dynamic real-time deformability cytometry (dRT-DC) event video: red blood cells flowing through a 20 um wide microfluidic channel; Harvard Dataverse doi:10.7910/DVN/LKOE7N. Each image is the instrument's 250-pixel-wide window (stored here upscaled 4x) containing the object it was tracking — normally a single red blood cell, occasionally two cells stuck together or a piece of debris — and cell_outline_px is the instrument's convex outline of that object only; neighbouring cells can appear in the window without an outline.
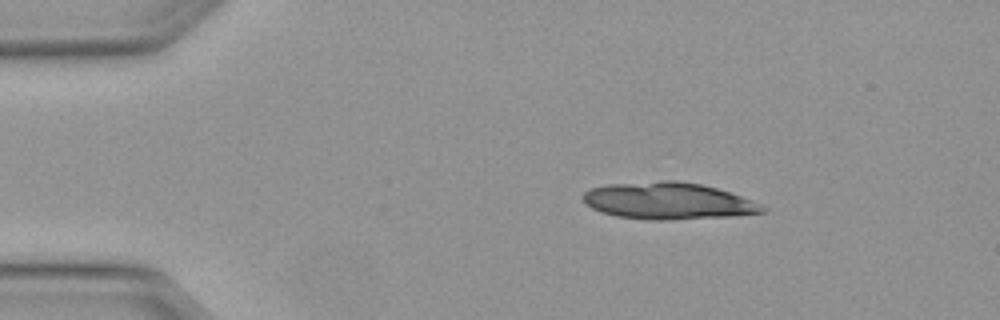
{"species": "Egyptian fruit bat (a non-hibernating species)", "species_latin": "Rousettus aegyptiacus", "temperature_condition": "warm", "stored_images_in_passage": 11, "camera_frame_rate_fps": 3000, "um_per_image_px": 0.085, "animal": {"sex": "female"}, "frame": {"image": 1, "passage_image": 1, "time_ms": 0.0, "image_size_px": [1000, 320], "cell_outline_px": [[768, 208], [764, 212], [732, 216], [672, 220], [652, 220], [616, 216], [600, 212], [592, 208], [580, 196], [584, 192], [592, 188], [608, 184], [660, 180], [676, 180], [700, 184], [716, 188], [752, 200]], "centroid_in_image_um": [56.78, 17.08], "position_along_channel_um": 28.2, "area_um2": 38.55}}